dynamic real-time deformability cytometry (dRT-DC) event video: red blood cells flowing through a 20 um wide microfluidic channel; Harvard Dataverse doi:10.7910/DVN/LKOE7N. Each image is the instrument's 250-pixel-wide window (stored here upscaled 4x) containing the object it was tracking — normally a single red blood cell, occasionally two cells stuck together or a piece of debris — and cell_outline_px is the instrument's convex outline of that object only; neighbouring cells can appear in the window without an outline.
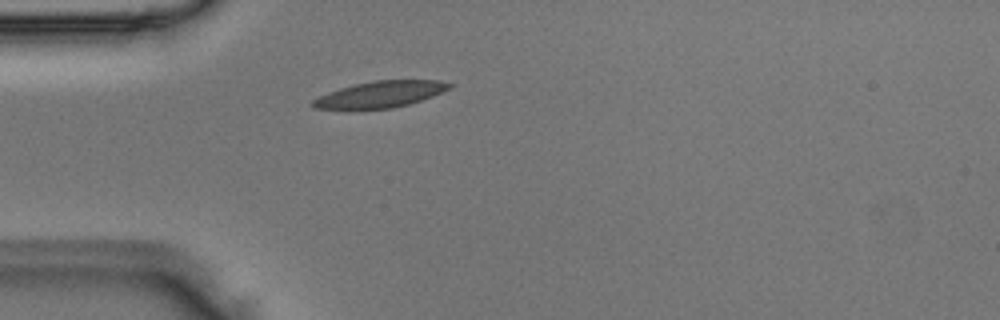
{"species": "Egyptian fruit bat (a non-hibernating species)", "species_latin": "Rousettus aegyptiacus", "temperature_condition": "room temperature", "stored_images_in_passage": 1, "camera_frame_rate_fps": 3000, "um_per_image_px": 0.085, "animal": {"sex": "male"}, "frame": {"image": 1, "passage_image": 1, "time_ms": 0.0, "image_size_px": [1000, 320], "cell_outline_px": [[452, 88], [432, 96], [408, 104], [392, 108], [312, 108], [308, 104], [312, 100], [328, 92], [340, 88], [372, 80], [440, 80], [452, 84]], "centroid_in_image_um": [32.33, 8.0], "position_along_channel_um": 52.7, "area_um2": 20.69}}